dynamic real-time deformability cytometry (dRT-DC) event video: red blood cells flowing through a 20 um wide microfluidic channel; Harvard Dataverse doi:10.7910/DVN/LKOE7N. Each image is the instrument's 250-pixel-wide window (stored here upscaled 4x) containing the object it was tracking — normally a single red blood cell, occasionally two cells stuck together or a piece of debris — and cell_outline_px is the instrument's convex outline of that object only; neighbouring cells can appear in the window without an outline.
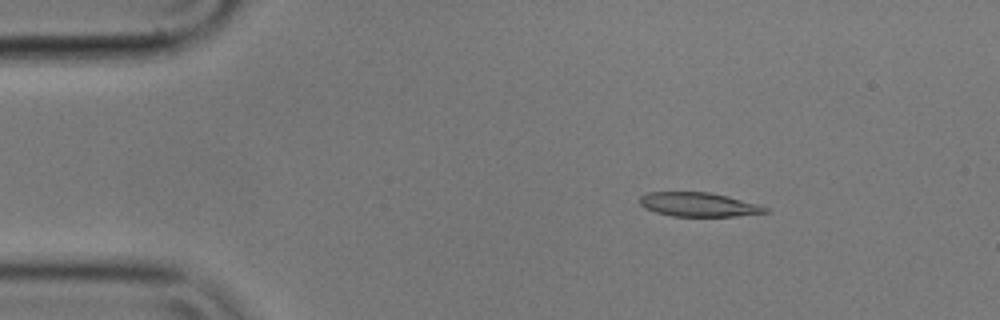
{"species": "common noctule bat (a hibernating species)", "species_latin": "Nyctalus noctula", "temperature_condition": "cold", "stored_images_in_passage": 4, "camera_frame_rate_fps": 3000, "um_per_image_px": 0.085, "animal": {"sex": "male", "body_mass_g": 17.9}, "frame": {"image": 1, "passage_image": 2, "time_ms": 0.333, "image_size_px": [1000, 320], "cell_outline_px": [[772, 212], [736, 216], [672, 216], [656, 212], [644, 208], [640, 204], [640, 196], [648, 192], [708, 192], [728, 196], [756, 204], [768, 208]], "centroid_in_image_um": [59.38, 17.39], "position_along_channel_um": 25.6, "area_um2": 17.57}}